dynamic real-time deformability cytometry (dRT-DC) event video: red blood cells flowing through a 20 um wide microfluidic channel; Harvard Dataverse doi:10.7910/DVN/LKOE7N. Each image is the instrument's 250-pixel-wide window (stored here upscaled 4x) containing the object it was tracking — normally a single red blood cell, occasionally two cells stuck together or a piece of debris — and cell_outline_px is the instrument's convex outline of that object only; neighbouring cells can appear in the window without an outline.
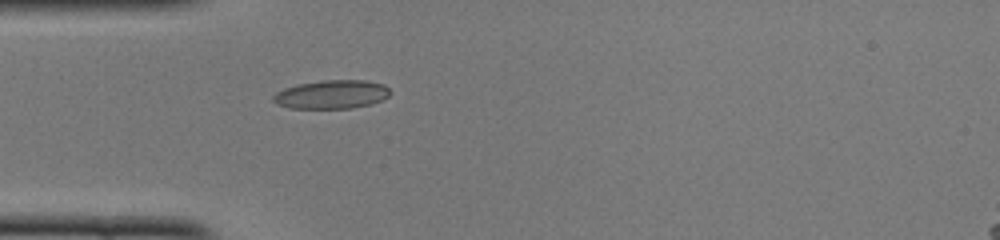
{"species": "common noctule bat (a hibernating species)", "species_latin": "Nyctalus noctula", "temperature_condition": "cold", "stored_images_in_passage": 35, "camera_frame_rate_fps": 3000, "um_per_image_px": 0.085, "animal": {"sex": "female", "body_mass_g": 22.0, "forearm_length_mm": 56.7}, "frame": {"image": 1, "passage_image": 1, "time_ms": 0.0, "image_size_px": [1000, 240], "cell_outline_px": [[392, 92], [388, 96], [372, 104], [352, 108], [288, 108], [276, 104], [272, 100], [272, 96], [276, 92], [284, 88], [296, 84], [324, 80], [364, 80], [384, 84]], "centroid_in_image_um": [28.17, 8.02], "position_along_channel_um": 56.8, "area_um2": 19.65}}
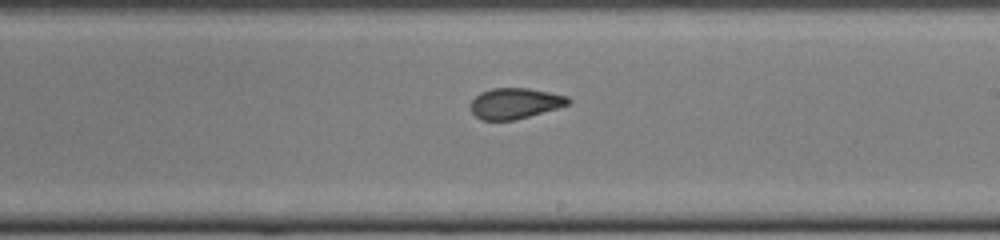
{"frame": {"image": 2, "passage_image": 15, "time_ms": 4.667, "image_size_px": [1000, 240], "cell_outline_px": [[572, 100], [568, 104], [556, 108], [528, 116], [512, 120], [480, 120], [472, 112], [468, 104], [480, 92], [492, 88], [528, 88], [568, 96]], "centroid_in_image_um": [43.73, 8.78], "position_along_channel_um": 245.3, "area_um2": 17.4}}
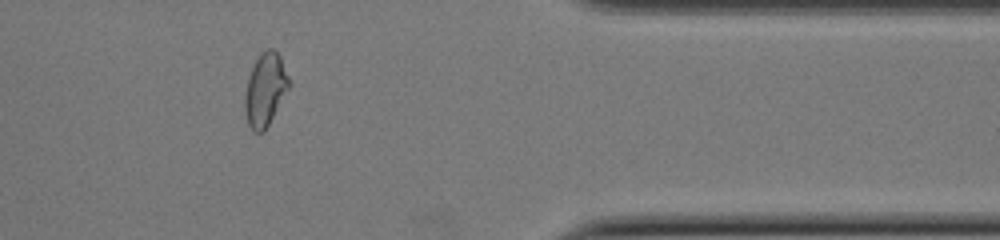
{"frame": {"image": 3, "passage_image": 27, "time_ms": 8.667, "image_size_px": [1000, 240], "cell_outline_px": [[288, 88], [264, 132], [256, 132], [248, 124], [244, 104], [244, 100], [248, 76], [260, 52], [268, 48], [272, 48], [280, 56], [288, 76]], "centroid_in_image_um": [22.52, 7.59], "position_along_channel_um": 388.9, "area_um2": 18.21}, "authors_computed_cell_mechanics": {"area_um2": 18.4382, "velocity_mm_per_s": 4.109, "shape_relaxation_time_tau1_ms": 9.0292, "shape_relaxation_time_tau2_ms": 1.519, "deformation_change_tau1": 0.2007, "deformation_change_tau2": 0.0671}}